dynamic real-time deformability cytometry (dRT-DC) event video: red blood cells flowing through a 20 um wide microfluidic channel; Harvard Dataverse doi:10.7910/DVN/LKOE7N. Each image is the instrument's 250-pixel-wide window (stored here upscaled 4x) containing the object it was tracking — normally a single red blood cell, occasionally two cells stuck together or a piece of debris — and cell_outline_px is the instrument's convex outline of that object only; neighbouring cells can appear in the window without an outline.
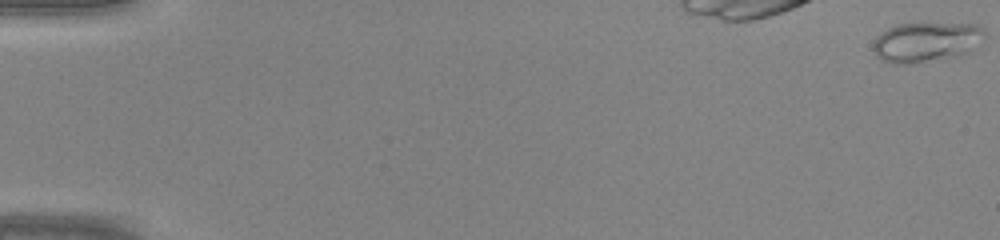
{"species": "common noctule bat (a hibernating species)", "species_latin": "Nyctalus noctula", "temperature_condition": "warm", "stored_images_in_passage": 46, "camera_frame_rate_fps": 3000, "um_per_image_px": 0.085, "animal": {"sex": "male", "body_mass_g": 20.0, "forearm_length_mm": 53.3}, "frame": {"image": 1, "passage_image": 1, "time_ms": 0.0, "image_size_px": [1000, 240], "cell_outline_px": [[984, 32], [968, 52], [912, 64], [896, 64], [884, 60], [876, 56], [872, 48], [876, 36], [880, 32], [896, 24], [980, 24], [984, 28]], "centroid_in_image_um": [78.63, 3.56], "position_along_channel_um": 6.4, "area_um2": 25.2}}
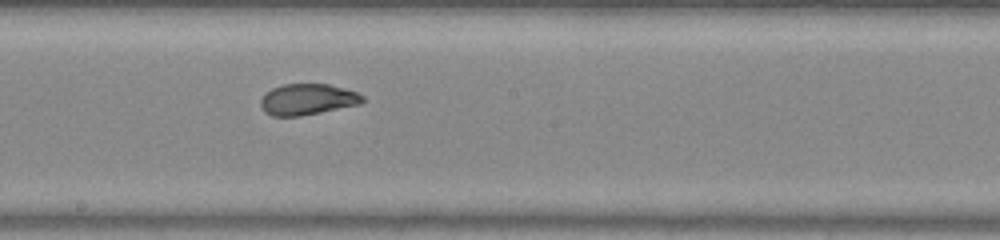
{"frame": {"image": 2, "passage_image": 27, "time_ms": 8.667, "image_size_px": [1000, 240], "cell_outline_px": [[364, 100], [360, 104], [300, 116], [272, 116], [264, 112], [260, 104], [260, 100], [272, 88], [284, 84], [328, 84], [356, 92], [364, 96]], "centroid_in_image_um": [26.12, 8.45], "position_along_channel_um": 222.1, "area_um2": 18.26}}
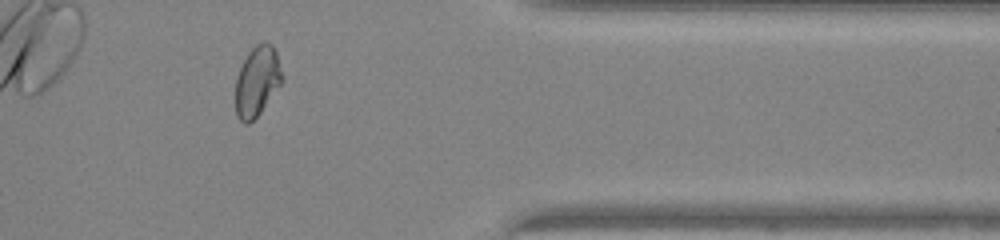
{"frame": {"image": 3, "passage_image": 39, "time_ms": 12.667, "image_size_px": [1000, 240], "cell_outline_px": [[284, 80], [260, 112], [248, 124], [244, 124], [236, 116], [236, 80], [240, 68], [248, 52], [256, 44], [264, 40], [272, 44], [276, 52]], "centroid_in_image_um": [21.86, 6.88], "position_along_channel_um": 389.5, "area_um2": 18.96}}